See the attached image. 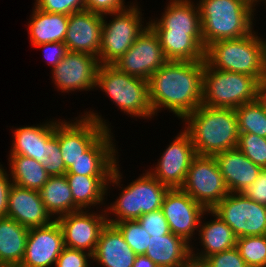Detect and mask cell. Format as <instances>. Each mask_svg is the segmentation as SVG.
<instances>
[{
  "mask_svg": "<svg viewBox=\"0 0 266 267\" xmlns=\"http://www.w3.org/2000/svg\"><path fill=\"white\" fill-rule=\"evenodd\" d=\"M205 60H168L148 80L149 100L153 114L168 108L184 119L194 112L203 99V72Z\"/></svg>",
  "mask_w": 266,
  "mask_h": 267,
  "instance_id": "obj_1",
  "label": "cell"
},
{
  "mask_svg": "<svg viewBox=\"0 0 266 267\" xmlns=\"http://www.w3.org/2000/svg\"><path fill=\"white\" fill-rule=\"evenodd\" d=\"M196 155L214 156L237 148L239 127L235 109L200 105L184 119Z\"/></svg>",
  "mask_w": 266,
  "mask_h": 267,
  "instance_id": "obj_2",
  "label": "cell"
},
{
  "mask_svg": "<svg viewBox=\"0 0 266 267\" xmlns=\"http://www.w3.org/2000/svg\"><path fill=\"white\" fill-rule=\"evenodd\" d=\"M204 50L212 42L238 39L253 31L252 0H199Z\"/></svg>",
  "mask_w": 266,
  "mask_h": 267,
  "instance_id": "obj_3",
  "label": "cell"
},
{
  "mask_svg": "<svg viewBox=\"0 0 266 267\" xmlns=\"http://www.w3.org/2000/svg\"><path fill=\"white\" fill-rule=\"evenodd\" d=\"M205 61L214 69L246 74L258 81L266 73V40L253 30L245 37L212 42Z\"/></svg>",
  "mask_w": 266,
  "mask_h": 267,
  "instance_id": "obj_4",
  "label": "cell"
},
{
  "mask_svg": "<svg viewBox=\"0 0 266 267\" xmlns=\"http://www.w3.org/2000/svg\"><path fill=\"white\" fill-rule=\"evenodd\" d=\"M95 87L102 89L124 113L132 117L153 118L147 80L128 75L113 64H105L99 66Z\"/></svg>",
  "mask_w": 266,
  "mask_h": 267,
  "instance_id": "obj_5",
  "label": "cell"
},
{
  "mask_svg": "<svg viewBox=\"0 0 266 267\" xmlns=\"http://www.w3.org/2000/svg\"><path fill=\"white\" fill-rule=\"evenodd\" d=\"M257 92L258 80L255 77L214 69L205 61L202 105L236 109L256 101Z\"/></svg>",
  "mask_w": 266,
  "mask_h": 267,
  "instance_id": "obj_6",
  "label": "cell"
},
{
  "mask_svg": "<svg viewBox=\"0 0 266 267\" xmlns=\"http://www.w3.org/2000/svg\"><path fill=\"white\" fill-rule=\"evenodd\" d=\"M142 175L124 187L117 200L106 208V212L109 210L117 216L115 219L107 218L109 224L137 220L143 214L161 209L164 196L170 188L160 183L149 171Z\"/></svg>",
  "mask_w": 266,
  "mask_h": 267,
  "instance_id": "obj_7",
  "label": "cell"
},
{
  "mask_svg": "<svg viewBox=\"0 0 266 267\" xmlns=\"http://www.w3.org/2000/svg\"><path fill=\"white\" fill-rule=\"evenodd\" d=\"M113 15L112 21L107 23L103 15V30L101 36L100 51L98 60L100 65L113 64L133 45L135 40L148 26L143 27L141 23L142 14L136 5H129L127 8L108 13Z\"/></svg>",
  "mask_w": 266,
  "mask_h": 267,
  "instance_id": "obj_8",
  "label": "cell"
},
{
  "mask_svg": "<svg viewBox=\"0 0 266 267\" xmlns=\"http://www.w3.org/2000/svg\"><path fill=\"white\" fill-rule=\"evenodd\" d=\"M180 189L206 210H212L229 194L215 157L208 155L193 158Z\"/></svg>",
  "mask_w": 266,
  "mask_h": 267,
  "instance_id": "obj_9",
  "label": "cell"
},
{
  "mask_svg": "<svg viewBox=\"0 0 266 267\" xmlns=\"http://www.w3.org/2000/svg\"><path fill=\"white\" fill-rule=\"evenodd\" d=\"M75 122L55 120V135L59 145L65 168L68 169L83 153L106 131L109 125L98 113L85 112ZM104 120V121H103Z\"/></svg>",
  "mask_w": 266,
  "mask_h": 267,
  "instance_id": "obj_10",
  "label": "cell"
},
{
  "mask_svg": "<svg viewBox=\"0 0 266 267\" xmlns=\"http://www.w3.org/2000/svg\"><path fill=\"white\" fill-rule=\"evenodd\" d=\"M212 211L229 225L237 238L266 235V205L243 193H229Z\"/></svg>",
  "mask_w": 266,
  "mask_h": 267,
  "instance_id": "obj_11",
  "label": "cell"
},
{
  "mask_svg": "<svg viewBox=\"0 0 266 267\" xmlns=\"http://www.w3.org/2000/svg\"><path fill=\"white\" fill-rule=\"evenodd\" d=\"M168 59L154 30L148 25L133 45L113 65L120 71L149 80Z\"/></svg>",
  "mask_w": 266,
  "mask_h": 267,
  "instance_id": "obj_12",
  "label": "cell"
},
{
  "mask_svg": "<svg viewBox=\"0 0 266 267\" xmlns=\"http://www.w3.org/2000/svg\"><path fill=\"white\" fill-rule=\"evenodd\" d=\"M80 209L57 217L64 239V246L94 254L102 229L106 226L109 213H88ZM108 214V215H107Z\"/></svg>",
  "mask_w": 266,
  "mask_h": 267,
  "instance_id": "obj_13",
  "label": "cell"
},
{
  "mask_svg": "<svg viewBox=\"0 0 266 267\" xmlns=\"http://www.w3.org/2000/svg\"><path fill=\"white\" fill-rule=\"evenodd\" d=\"M161 210L166 218L170 232L182 237L190 244L200 219L207 210L180 188L169 189L163 199Z\"/></svg>",
  "mask_w": 266,
  "mask_h": 267,
  "instance_id": "obj_14",
  "label": "cell"
},
{
  "mask_svg": "<svg viewBox=\"0 0 266 267\" xmlns=\"http://www.w3.org/2000/svg\"><path fill=\"white\" fill-rule=\"evenodd\" d=\"M196 156L195 148L189 134L183 130L175 137L162 153L156 167L149 173L160 183L170 189L181 188L193 158Z\"/></svg>",
  "mask_w": 266,
  "mask_h": 267,
  "instance_id": "obj_15",
  "label": "cell"
},
{
  "mask_svg": "<svg viewBox=\"0 0 266 267\" xmlns=\"http://www.w3.org/2000/svg\"><path fill=\"white\" fill-rule=\"evenodd\" d=\"M99 66L98 58L92 54L68 51L60 63L52 69L55 86L67 93L95 89Z\"/></svg>",
  "mask_w": 266,
  "mask_h": 267,
  "instance_id": "obj_16",
  "label": "cell"
},
{
  "mask_svg": "<svg viewBox=\"0 0 266 267\" xmlns=\"http://www.w3.org/2000/svg\"><path fill=\"white\" fill-rule=\"evenodd\" d=\"M64 247L63 232L56 219L46 226L29 228L25 254L18 267L55 265Z\"/></svg>",
  "mask_w": 266,
  "mask_h": 267,
  "instance_id": "obj_17",
  "label": "cell"
},
{
  "mask_svg": "<svg viewBox=\"0 0 266 267\" xmlns=\"http://www.w3.org/2000/svg\"><path fill=\"white\" fill-rule=\"evenodd\" d=\"M103 30V15L89 10L69 15L64 44L68 51L92 54L98 58Z\"/></svg>",
  "mask_w": 266,
  "mask_h": 267,
  "instance_id": "obj_18",
  "label": "cell"
},
{
  "mask_svg": "<svg viewBox=\"0 0 266 267\" xmlns=\"http://www.w3.org/2000/svg\"><path fill=\"white\" fill-rule=\"evenodd\" d=\"M7 217L27 228L42 227L54 220L47 211L37 190L12 185L8 195Z\"/></svg>",
  "mask_w": 266,
  "mask_h": 267,
  "instance_id": "obj_19",
  "label": "cell"
},
{
  "mask_svg": "<svg viewBox=\"0 0 266 267\" xmlns=\"http://www.w3.org/2000/svg\"><path fill=\"white\" fill-rule=\"evenodd\" d=\"M162 14L160 19L148 22L153 30L187 33L204 49L198 5L191 0H170Z\"/></svg>",
  "mask_w": 266,
  "mask_h": 267,
  "instance_id": "obj_20",
  "label": "cell"
},
{
  "mask_svg": "<svg viewBox=\"0 0 266 267\" xmlns=\"http://www.w3.org/2000/svg\"><path fill=\"white\" fill-rule=\"evenodd\" d=\"M111 130H106L68 169L66 174L111 176L116 165V149Z\"/></svg>",
  "mask_w": 266,
  "mask_h": 267,
  "instance_id": "obj_21",
  "label": "cell"
},
{
  "mask_svg": "<svg viewBox=\"0 0 266 267\" xmlns=\"http://www.w3.org/2000/svg\"><path fill=\"white\" fill-rule=\"evenodd\" d=\"M214 157L229 193H242L262 169L237 148L217 153Z\"/></svg>",
  "mask_w": 266,
  "mask_h": 267,
  "instance_id": "obj_22",
  "label": "cell"
},
{
  "mask_svg": "<svg viewBox=\"0 0 266 267\" xmlns=\"http://www.w3.org/2000/svg\"><path fill=\"white\" fill-rule=\"evenodd\" d=\"M118 168L116 163L111 176L65 174L73 195L74 204L79 209L84 208V210L97 204L103 205L109 183L120 185L122 174Z\"/></svg>",
  "mask_w": 266,
  "mask_h": 267,
  "instance_id": "obj_23",
  "label": "cell"
},
{
  "mask_svg": "<svg viewBox=\"0 0 266 267\" xmlns=\"http://www.w3.org/2000/svg\"><path fill=\"white\" fill-rule=\"evenodd\" d=\"M136 256L121 232L107 223L101 231L92 259L102 267H132Z\"/></svg>",
  "mask_w": 266,
  "mask_h": 267,
  "instance_id": "obj_24",
  "label": "cell"
},
{
  "mask_svg": "<svg viewBox=\"0 0 266 267\" xmlns=\"http://www.w3.org/2000/svg\"><path fill=\"white\" fill-rule=\"evenodd\" d=\"M144 255L158 267H186L191 260V245L172 232L150 236Z\"/></svg>",
  "mask_w": 266,
  "mask_h": 267,
  "instance_id": "obj_25",
  "label": "cell"
},
{
  "mask_svg": "<svg viewBox=\"0 0 266 267\" xmlns=\"http://www.w3.org/2000/svg\"><path fill=\"white\" fill-rule=\"evenodd\" d=\"M212 214L214 220L203 223L200 219L198 228L200 241L204 250L196 254L191 245V259L202 262L206 257L226 251L236 247L237 237L232 229L212 210H207V214ZM203 223V224H202ZM200 229V230H199Z\"/></svg>",
  "mask_w": 266,
  "mask_h": 267,
  "instance_id": "obj_26",
  "label": "cell"
},
{
  "mask_svg": "<svg viewBox=\"0 0 266 267\" xmlns=\"http://www.w3.org/2000/svg\"><path fill=\"white\" fill-rule=\"evenodd\" d=\"M29 228L10 217L0 218V267H18L24 257Z\"/></svg>",
  "mask_w": 266,
  "mask_h": 267,
  "instance_id": "obj_27",
  "label": "cell"
},
{
  "mask_svg": "<svg viewBox=\"0 0 266 267\" xmlns=\"http://www.w3.org/2000/svg\"><path fill=\"white\" fill-rule=\"evenodd\" d=\"M13 131L10 155H23L41 162L43 146L55 134V122L52 120L37 126L26 125Z\"/></svg>",
  "mask_w": 266,
  "mask_h": 267,
  "instance_id": "obj_28",
  "label": "cell"
},
{
  "mask_svg": "<svg viewBox=\"0 0 266 267\" xmlns=\"http://www.w3.org/2000/svg\"><path fill=\"white\" fill-rule=\"evenodd\" d=\"M30 19L28 29L33 46L49 42H64L69 15L48 13L35 6Z\"/></svg>",
  "mask_w": 266,
  "mask_h": 267,
  "instance_id": "obj_29",
  "label": "cell"
},
{
  "mask_svg": "<svg viewBox=\"0 0 266 267\" xmlns=\"http://www.w3.org/2000/svg\"><path fill=\"white\" fill-rule=\"evenodd\" d=\"M168 60H205V50L187 33L154 30Z\"/></svg>",
  "mask_w": 266,
  "mask_h": 267,
  "instance_id": "obj_30",
  "label": "cell"
},
{
  "mask_svg": "<svg viewBox=\"0 0 266 267\" xmlns=\"http://www.w3.org/2000/svg\"><path fill=\"white\" fill-rule=\"evenodd\" d=\"M40 197L47 211L58 217L80 210L73 200V195L66 175L50 176L39 190Z\"/></svg>",
  "mask_w": 266,
  "mask_h": 267,
  "instance_id": "obj_31",
  "label": "cell"
},
{
  "mask_svg": "<svg viewBox=\"0 0 266 267\" xmlns=\"http://www.w3.org/2000/svg\"><path fill=\"white\" fill-rule=\"evenodd\" d=\"M9 156V175L14 185L39 191L48 181L50 176L40 162L23 155Z\"/></svg>",
  "mask_w": 266,
  "mask_h": 267,
  "instance_id": "obj_32",
  "label": "cell"
},
{
  "mask_svg": "<svg viewBox=\"0 0 266 267\" xmlns=\"http://www.w3.org/2000/svg\"><path fill=\"white\" fill-rule=\"evenodd\" d=\"M239 133H251L266 138V109L258 101L245 103L235 109Z\"/></svg>",
  "mask_w": 266,
  "mask_h": 267,
  "instance_id": "obj_33",
  "label": "cell"
},
{
  "mask_svg": "<svg viewBox=\"0 0 266 267\" xmlns=\"http://www.w3.org/2000/svg\"><path fill=\"white\" fill-rule=\"evenodd\" d=\"M236 248L249 267H262L266 262V235L237 238Z\"/></svg>",
  "mask_w": 266,
  "mask_h": 267,
  "instance_id": "obj_34",
  "label": "cell"
},
{
  "mask_svg": "<svg viewBox=\"0 0 266 267\" xmlns=\"http://www.w3.org/2000/svg\"><path fill=\"white\" fill-rule=\"evenodd\" d=\"M122 234L126 243L132 248L136 255H144L150 234L141 226L137 220H125L113 224Z\"/></svg>",
  "mask_w": 266,
  "mask_h": 267,
  "instance_id": "obj_35",
  "label": "cell"
},
{
  "mask_svg": "<svg viewBox=\"0 0 266 267\" xmlns=\"http://www.w3.org/2000/svg\"><path fill=\"white\" fill-rule=\"evenodd\" d=\"M237 149L256 165L266 168V138L242 133L239 135Z\"/></svg>",
  "mask_w": 266,
  "mask_h": 267,
  "instance_id": "obj_36",
  "label": "cell"
},
{
  "mask_svg": "<svg viewBox=\"0 0 266 267\" xmlns=\"http://www.w3.org/2000/svg\"><path fill=\"white\" fill-rule=\"evenodd\" d=\"M49 176L65 175L67 169L62 158L59 139L54 134L43 146L42 161L40 162Z\"/></svg>",
  "mask_w": 266,
  "mask_h": 267,
  "instance_id": "obj_37",
  "label": "cell"
},
{
  "mask_svg": "<svg viewBox=\"0 0 266 267\" xmlns=\"http://www.w3.org/2000/svg\"><path fill=\"white\" fill-rule=\"evenodd\" d=\"M34 6L48 13L65 15L86 9L84 0H36Z\"/></svg>",
  "mask_w": 266,
  "mask_h": 267,
  "instance_id": "obj_38",
  "label": "cell"
},
{
  "mask_svg": "<svg viewBox=\"0 0 266 267\" xmlns=\"http://www.w3.org/2000/svg\"><path fill=\"white\" fill-rule=\"evenodd\" d=\"M137 221L150 236H163L170 233L168 222L161 209L143 214Z\"/></svg>",
  "mask_w": 266,
  "mask_h": 267,
  "instance_id": "obj_39",
  "label": "cell"
},
{
  "mask_svg": "<svg viewBox=\"0 0 266 267\" xmlns=\"http://www.w3.org/2000/svg\"><path fill=\"white\" fill-rule=\"evenodd\" d=\"M207 267H249L236 247L212 254L203 261Z\"/></svg>",
  "mask_w": 266,
  "mask_h": 267,
  "instance_id": "obj_40",
  "label": "cell"
},
{
  "mask_svg": "<svg viewBox=\"0 0 266 267\" xmlns=\"http://www.w3.org/2000/svg\"><path fill=\"white\" fill-rule=\"evenodd\" d=\"M87 259H92V254L83 250L64 247L57 258L55 267H90Z\"/></svg>",
  "mask_w": 266,
  "mask_h": 267,
  "instance_id": "obj_41",
  "label": "cell"
},
{
  "mask_svg": "<svg viewBox=\"0 0 266 267\" xmlns=\"http://www.w3.org/2000/svg\"><path fill=\"white\" fill-rule=\"evenodd\" d=\"M249 199L266 205V168H262L258 177L243 192Z\"/></svg>",
  "mask_w": 266,
  "mask_h": 267,
  "instance_id": "obj_42",
  "label": "cell"
},
{
  "mask_svg": "<svg viewBox=\"0 0 266 267\" xmlns=\"http://www.w3.org/2000/svg\"><path fill=\"white\" fill-rule=\"evenodd\" d=\"M84 2L86 10L102 15L127 8L124 0H84Z\"/></svg>",
  "mask_w": 266,
  "mask_h": 267,
  "instance_id": "obj_43",
  "label": "cell"
},
{
  "mask_svg": "<svg viewBox=\"0 0 266 267\" xmlns=\"http://www.w3.org/2000/svg\"><path fill=\"white\" fill-rule=\"evenodd\" d=\"M35 47L44 49V57L52 65V69L60 63L68 52L64 42H49L35 45Z\"/></svg>",
  "mask_w": 266,
  "mask_h": 267,
  "instance_id": "obj_44",
  "label": "cell"
},
{
  "mask_svg": "<svg viewBox=\"0 0 266 267\" xmlns=\"http://www.w3.org/2000/svg\"><path fill=\"white\" fill-rule=\"evenodd\" d=\"M13 182L9 180V174L0 165V218L7 217L8 195Z\"/></svg>",
  "mask_w": 266,
  "mask_h": 267,
  "instance_id": "obj_45",
  "label": "cell"
},
{
  "mask_svg": "<svg viewBox=\"0 0 266 267\" xmlns=\"http://www.w3.org/2000/svg\"><path fill=\"white\" fill-rule=\"evenodd\" d=\"M257 100L263 105L266 109V73L263 77L258 81V92H257Z\"/></svg>",
  "mask_w": 266,
  "mask_h": 267,
  "instance_id": "obj_46",
  "label": "cell"
},
{
  "mask_svg": "<svg viewBox=\"0 0 266 267\" xmlns=\"http://www.w3.org/2000/svg\"><path fill=\"white\" fill-rule=\"evenodd\" d=\"M132 267H158V266L147 256L137 255Z\"/></svg>",
  "mask_w": 266,
  "mask_h": 267,
  "instance_id": "obj_47",
  "label": "cell"
},
{
  "mask_svg": "<svg viewBox=\"0 0 266 267\" xmlns=\"http://www.w3.org/2000/svg\"><path fill=\"white\" fill-rule=\"evenodd\" d=\"M186 267H207L205 264L199 261L190 260L189 264Z\"/></svg>",
  "mask_w": 266,
  "mask_h": 267,
  "instance_id": "obj_48",
  "label": "cell"
}]
</instances>
